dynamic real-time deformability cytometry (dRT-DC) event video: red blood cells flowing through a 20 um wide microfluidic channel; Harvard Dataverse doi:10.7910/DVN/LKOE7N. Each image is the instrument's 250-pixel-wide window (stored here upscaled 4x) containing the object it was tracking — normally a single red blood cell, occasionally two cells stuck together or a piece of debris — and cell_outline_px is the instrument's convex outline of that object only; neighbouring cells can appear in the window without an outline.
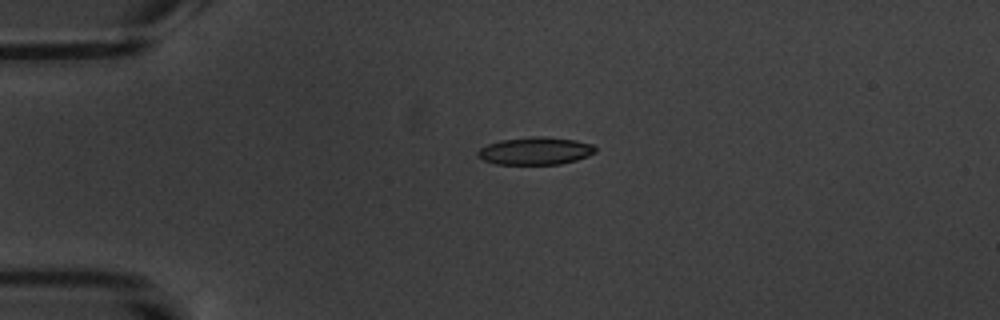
{"species": "common noctule bat (a hibernating species)", "species_latin": "Nyctalus noctula", "temperature_condition": "warm", "stored_images_in_passage": 5, "camera_frame_rate_fps": 3000, "um_per_image_px": 0.085, "animal": {"sex": "male", "body_mass_g": 20.1, "forearm_length_mm": 53.5}, "frame": {"image": 1, "passage_image": 4, "time_ms": 4.333, "image_size_px": [1000, 320], "cell_outline_px": [[596, 152], [588, 156], [576, 160], [560, 164], [496, 164], [484, 160], [476, 156], [476, 152], [480, 148], [488, 144], [500, 140], [532, 136], [548, 136], [576, 140], [592, 144], [596, 148]], "centroid_in_image_um": [45.5, 12.82], "position_along_channel_um": 39.5, "area_um2": 19.07}}